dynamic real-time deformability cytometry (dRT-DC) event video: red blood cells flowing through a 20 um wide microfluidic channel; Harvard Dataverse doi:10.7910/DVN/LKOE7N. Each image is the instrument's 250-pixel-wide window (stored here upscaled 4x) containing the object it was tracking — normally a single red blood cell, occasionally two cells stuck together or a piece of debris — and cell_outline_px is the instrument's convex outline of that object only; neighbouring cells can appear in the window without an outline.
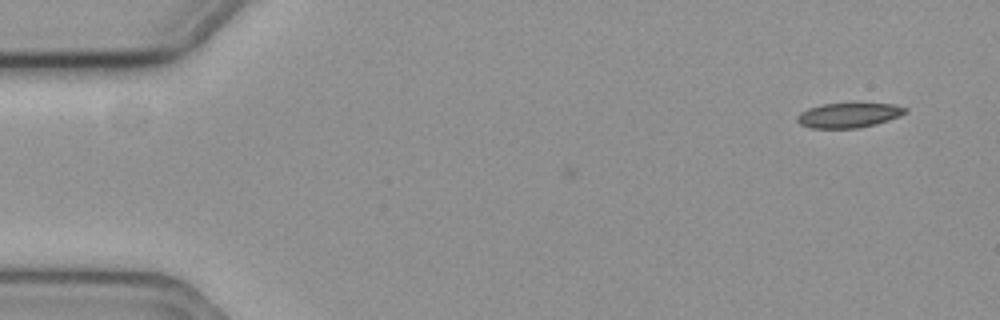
{"species": "common noctule bat (a hibernating species)", "species_latin": "Nyctalus noctula", "temperature_condition": "cold", "stored_images_in_passage": 5, "camera_frame_rate_fps": 3000, "um_per_image_px": 0.085, "animal": {"sex": "female", "body_mass_g": 19.3, "forearm_length_mm": 54.1}, "frame": {"image": 1, "passage_image": 5, "time_ms": 1.333, "image_size_px": [1000, 320], "cell_outline_px": [[908, 112], [900, 116], [876, 124], [860, 128], [812, 128], [800, 124], [796, 120], [796, 116], [800, 112], [808, 108], [824, 104], [892, 104], [908, 108]], "centroid_in_image_um": [72.14, 9.8], "position_along_channel_um": 12.9, "area_um2": 15.55}}